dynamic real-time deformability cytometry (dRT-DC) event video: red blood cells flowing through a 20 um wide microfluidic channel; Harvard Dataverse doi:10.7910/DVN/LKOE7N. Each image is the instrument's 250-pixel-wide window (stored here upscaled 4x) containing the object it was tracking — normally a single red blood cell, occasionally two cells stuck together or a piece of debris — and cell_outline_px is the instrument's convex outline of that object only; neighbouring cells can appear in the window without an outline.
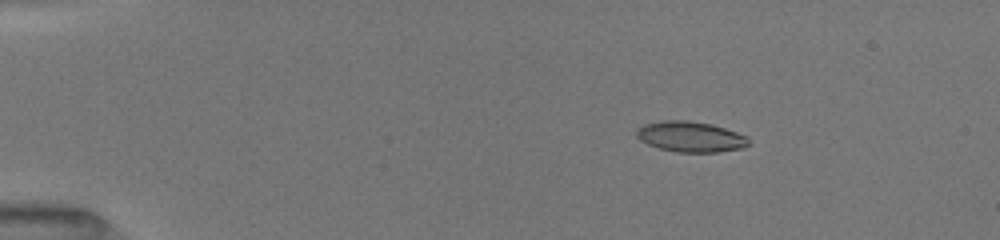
{"species": "common noctule bat (a hibernating species)", "species_latin": "Nyctalus noctula", "temperature_condition": "room temperature", "stored_images_in_passage": 43, "camera_frame_rate_fps": 3000, "um_per_image_px": 0.085, "animal": {"sex": "female", "body_mass_g": 19.5, "forearm_length_mm": 54.1}, "frame": {"image": 1, "passage_image": 7, "time_ms": 2.667, "image_size_px": [1000, 240], "cell_outline_px": [[748, 144], [740, 148], [720, 152], [676, 152], [660, 148], [648, 144], [640, 140], [636, 136], [636, 132], [644, 124], [664, 120], [688, 120], [712, 124], [748, 136]], "centroid_in_image_um": [58.69, 11.62], "position_along_channel_um": 26.3, "area_um2": 19.83}}
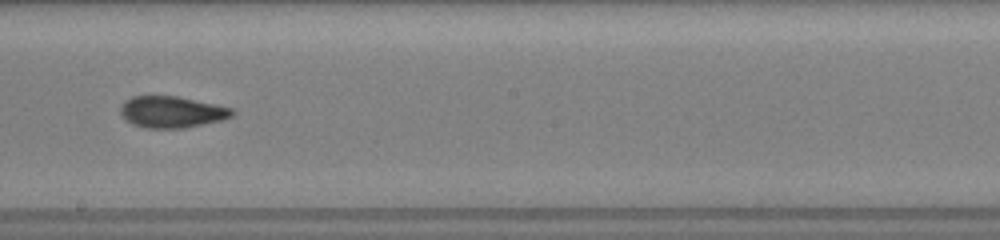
{"frame": {"image": 2, "passage_image": 21, "time_ms": 10.0, "image_size_px": [1000, 240], "cell_outline_px": [[236, 112], [232, 116], [224, 120], [184, 128], [144, 128], [132, 124], [120, 112], [120, 108], [124, 100], [132, 96], [176, 96], [232, 108]], "centroid_in_image_um": [14.61, 9.52], "position_along_channel_um": 233.6, "area_um2": 20.46}}
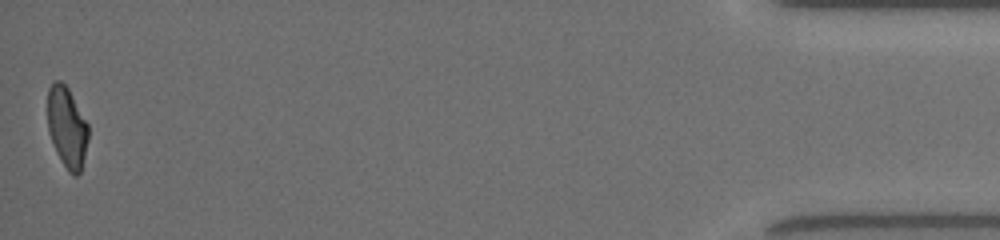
{"frame": {"image": 3, "passage_image": 43, "time_ms": 17.0, "image_size_px": [1000, 240], "cell_outline_px": [[88, 140], [80, 172], [76, 176], [72, 176], [68, 172], [56, 152], [48, 132], [48, 88], [52, 80], [60, 80], [68, 88], [88, 124]], "centroid_in_image_um": [5.68, 10.81], "position_along_channel_um": 429.5, "area_um2": 19.19}, "authors_computed_cell_mechanics": {"area_um2": 20.0566, "velocity_mm_per_s": 3.9968, "shape_relaxation_time_tau1_ms": 10.8851, "shape_relaxation_time_tau2_ms": 2.0435, "deformation_change_tau1": 0.265, "deformation_change_tau2": 0.0805}}